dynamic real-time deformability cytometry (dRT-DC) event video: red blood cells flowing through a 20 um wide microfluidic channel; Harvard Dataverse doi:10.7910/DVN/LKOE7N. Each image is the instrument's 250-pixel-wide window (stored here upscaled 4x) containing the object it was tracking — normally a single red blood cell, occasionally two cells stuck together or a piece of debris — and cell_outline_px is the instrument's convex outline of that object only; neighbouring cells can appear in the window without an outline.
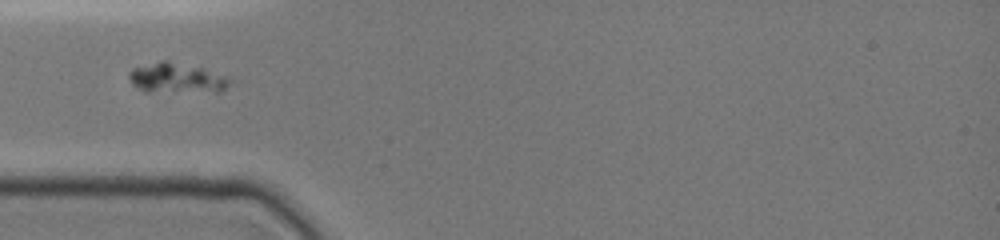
{"species": "common noctule bat (a hibernating species)", "species_latin": "Nyctalus noctula", "temperature_condition": "cold", "stored_images_in_passage": 8, "camera_frame_rate_fps": 3000, "um_per_image_px": 0.085, "animal": {"sex": "female", "body_mass_g": 19.0, "forearm_length_mm": 51.5}, "frame": {"image": 1, "passage_image": 2, "time_ms": 0.667, "image_size_px": [1000, 240], "cell_outline_px": [[232, 80], [220, 92], [148, 92], [132, 84], [128, 76], [128, 72], [132, 68], [160, 60], [168, 60], [200, 68], [224, 76]], "centroid_in_image_um": [14.96, 6.64], "position_along_channel_um": 70.0, "area_um2": 17.57}}
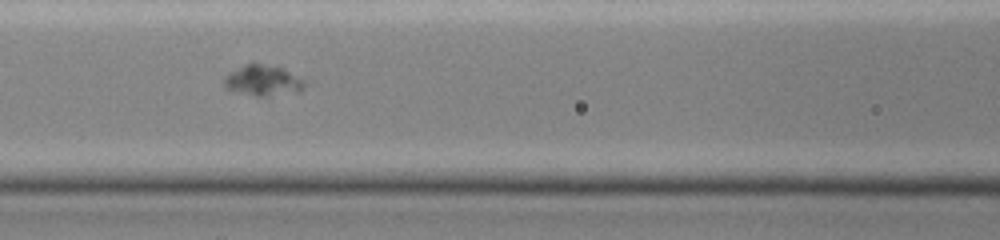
{"frame": {"image": 2, "passage_image": 4, "time_ms": 2.667, "image_size_px": [1000, 240], "cell_outline_px": [[304, 84], [300, 92], [268, 96], [256, 96], [228, 88], [224, 84], [224, 76], [228, 72], [244, 64], [280, 64], [300, 76], [304, 80]], "centroid_in_image_um": [22.42, 6.8], "position_along_channel_um": 144.2, "area_um2": 14.68}}
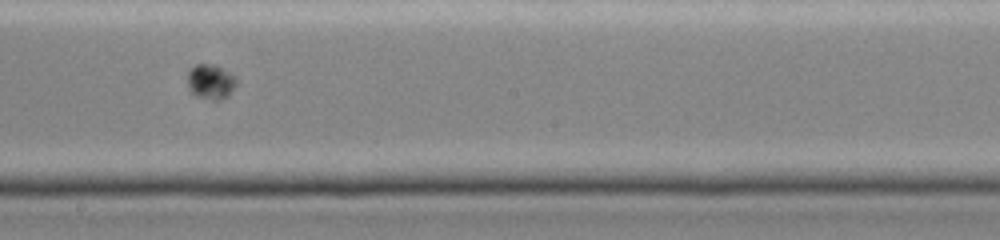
{"frame": {"image": 3, "passage_image": 7, "time_ms": 5.0, "image_size_px": [1000, 240], "cell_outline_px": [[236, 84], [228, 96], [220, 100], [212, 100], [196, 96], [188, 88], [188, 72], [196, 64], [216, 64], [236, 76]], "centroid_in_image_um": [17.92, 6.94], "position_along_channel_um": 230.3, "area_um2": 10.0}}